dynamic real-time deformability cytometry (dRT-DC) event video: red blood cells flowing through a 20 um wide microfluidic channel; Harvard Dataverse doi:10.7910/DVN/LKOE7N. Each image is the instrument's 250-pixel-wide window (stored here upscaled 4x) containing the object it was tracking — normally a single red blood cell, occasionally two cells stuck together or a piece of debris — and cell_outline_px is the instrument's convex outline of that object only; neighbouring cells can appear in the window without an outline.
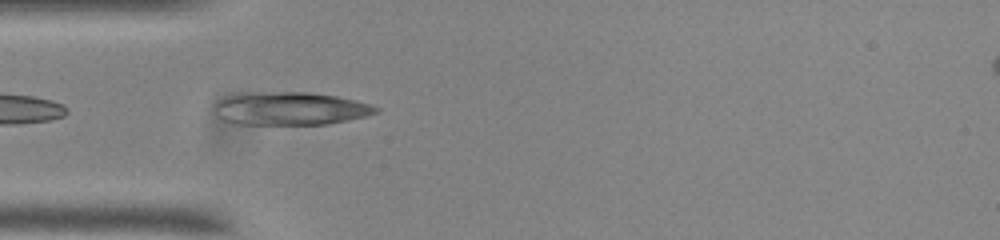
{"species": "common noctule bat (a hibernating species)", "species_latin": "Nyctalus noctula", "temperature_condition": "room temperature", "stored_images_in_passage": 39, "camera_frame_rate_fps": 3000, "um_per_image_px": 0.085, "animal": {"sex": "male", "body_mass_g": 20.0, "forearm_length_mm": 53.3}, "frame": {"image": 1, "passage_image": 1, "time_ms": 0.0, "image_size_px": [1000, 240], "cell_outline_px": [[380, 112], [348, 120], [328, 124], [232, 124], [216, 116], [212, 108], [212, 104], [216, 100], [224, 96], [240, 92], [308, 92], [336, 96], [368, 104], [380, 108]], "centroid_in_image_um": [24.54, 9.22], "position_along_channel_um": 60.5, "area_um2": 31.56}}
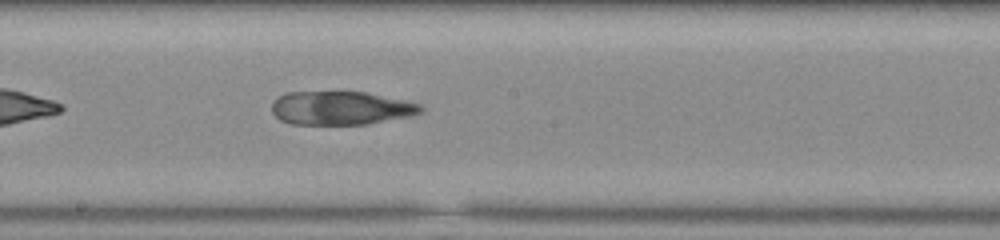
{"frame": {"image": 2, "passage_image": 14, "time_ms": 4.333, "image_size_px": [1000, 240], "cell_outline_px": [[424, 112], [412, 116], [368, 124], [292, 124], [280, 120], [272, 112], [272, 100], [276, 96], [284, 92], [364, 92], [404, 100], [420, 104], [424, 108]], "centroid_in_image_um": [28.97, 9.18], "position_along_channel_um": 219.2, "area_um2": 29.36}}
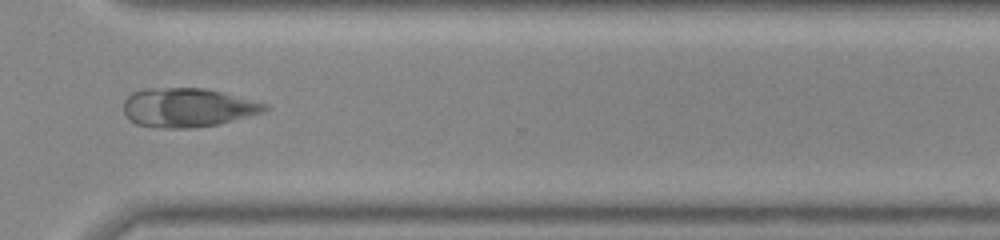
{"frame": {"image": 3, "passage_image": 25, "time_ms": 8.0, "image_size_px": [1000, 240], "cell_outline_px": [[272, 108], [264, 112], [220, 124], [192, 128], [160, 128], [136, 124], [128, 120], [124, 112], [124, 100], [132, 92], [144, 88], [204, 88], [268, 104]], "centroid_in_image_um": [15.94, 9.15], "position_along_channel_um": 354.7, "area_um2": 32.25}}